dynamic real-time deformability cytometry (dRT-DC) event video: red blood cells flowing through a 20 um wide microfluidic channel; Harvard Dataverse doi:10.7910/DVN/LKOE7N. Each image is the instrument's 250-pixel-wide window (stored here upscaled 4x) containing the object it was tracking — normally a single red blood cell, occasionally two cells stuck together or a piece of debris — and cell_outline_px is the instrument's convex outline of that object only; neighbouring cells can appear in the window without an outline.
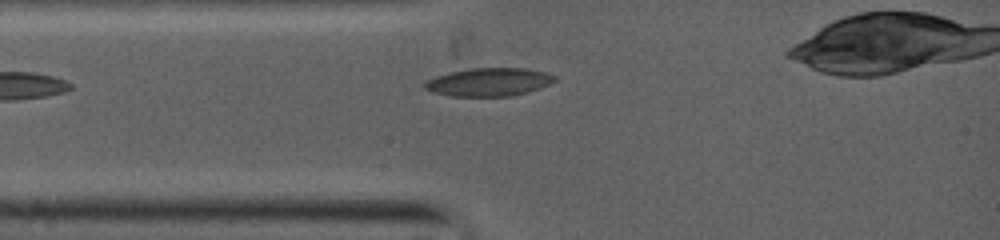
{"species": "common noctule bat (a hibernating species)", "species_latin": "Nyctalus noctula", "temperature_condition": "warm", "stored_images_in_passage": 8, "camera_frame_rate_fps": 5000, "um_per_image_px": 0.085, "animal": {"sex": "female", "body_mass_g": 19.0, "forearm_length_mm": 53.3}, "frame": {"image": 1, "passage_image": 1, "time_ms": 0.0, "image_size_px": [1000, 240], "cell_outline_px": [[556, 80], [540, 88], [528, 92], [508, 96], [452, 96], [432, 92], [424, 88], [420, 84], [424, 80], [448, 72], [468, 68], [524, 68], [544, 72], [556, 76]], "centroid_in_image_um": [41.48, 6.97], "position_along_channel_um": 43.5, "area_um2": 21.5}}
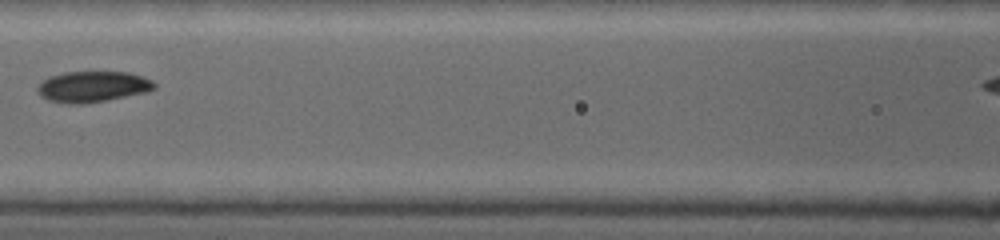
{"frame": {"image": 2, "passage_image": 5, "time_ms": 2.6, "image_size_px": [1000, 240], "cell_outline_px": [[156, 88], [148, 92], [108, 100], [84, 104], [64, 104], [48, 100], [40, 96], [36, 88], [36, 84], [48, 76], [64, 72], [128, 72], [144, 76], [152, 80], [156, 84]], "centroid_in_image_um": [7.86, 7.37], "position_along_channel_um": 158.7, "area_um2": 21.56}}
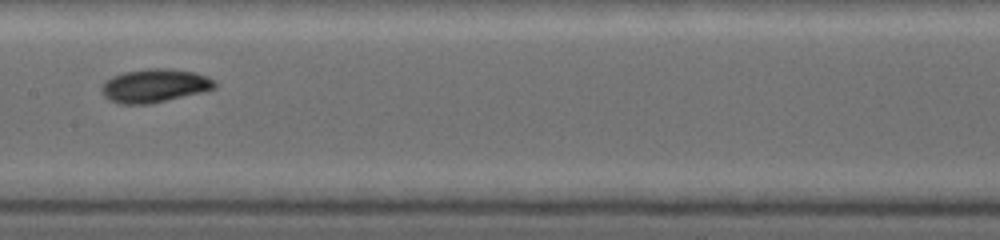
{"frame": {"image": 3, "passage_image": 6, "time_ms": 3.4, "image_size_px": [1000, 240], "cell_outline_px": [[216, 88], [204, 92], [148, 104], [120, 104], [108, 100], [100, 92], [100, 88], [104, 80], [112, 76], [124, 72], [148, 68], [168, 68], [196, 72], [208, 76], [216, 80]], "centroid_in_image_um": [13.14, 7.28], "position_along_channel_um": 194.3, "area_um2": 22.48}}